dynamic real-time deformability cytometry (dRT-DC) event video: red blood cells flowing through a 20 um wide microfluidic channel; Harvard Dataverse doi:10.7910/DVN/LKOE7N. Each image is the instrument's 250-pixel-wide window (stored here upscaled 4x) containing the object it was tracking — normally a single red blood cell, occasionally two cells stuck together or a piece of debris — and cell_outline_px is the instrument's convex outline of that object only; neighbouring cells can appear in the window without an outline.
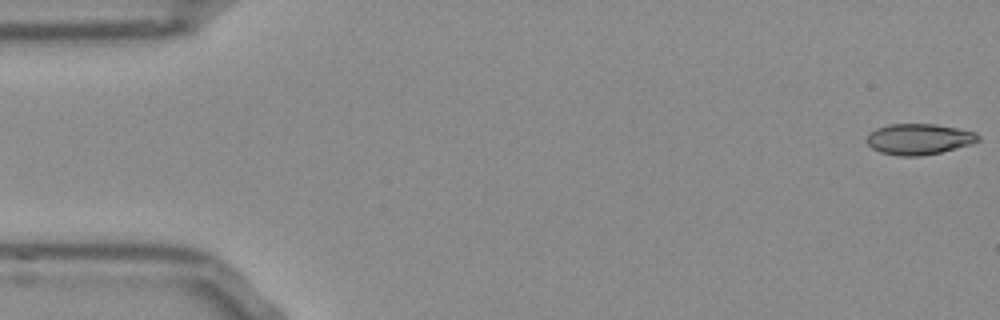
{"species": "Egyptian fruit bat (a non-hibernating species)", "species_latin": "Rousettus aegyptiacus", "temperature_condition": "room temperature", "stored_images_in_passage": 13, "camera_frame_rate_fps": 3000, "um_per_image_px": 0.085, "frame": {"image": 1, "passage_image": 1, "time_ms": 0.0, "image_size_px": [1000, 320], "cell_outline_px": [[980, 140], [972, 144], [940, 152], [920, 156], [900, 156], [880, 152], [872, 148], [864, 140], [868, 132], [876, 128], [888, 124], [936, 124], [976, 132], [980, 136]], "centroid_in_image_um": [78.08, 11.82], "position_along_channel_um": 6.9, "area_um2": 20.23}}
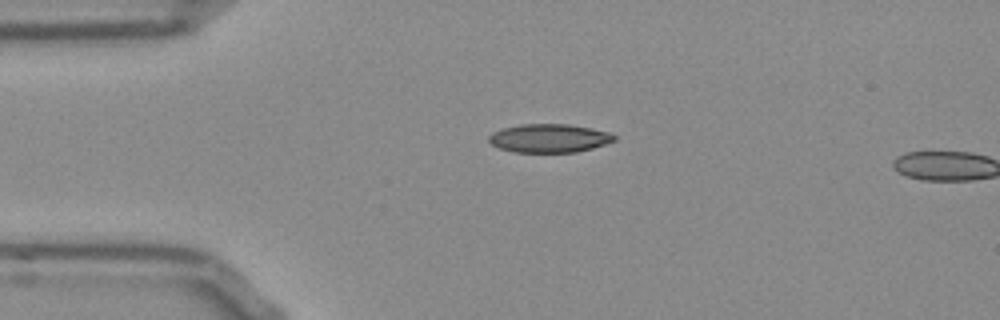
{"frame": {"image": 2, "passage_image": 12, "time_ms": 3.667, "image_size_px": [1000, 320], "cell_outline_px": [[616, 140], [592, 148], [576, 152], [512, 152], [500, 148], [492, 144], [488, 140], [488, 136], [492, 132], [504, 128], [520, 124], [568, 124], [592, 128], [608, 132], [616, 136]], "centroid_in_image_um": [46.67, 11.74], "position_along_channel_um": 38.3, "area_um2": 20.81}}